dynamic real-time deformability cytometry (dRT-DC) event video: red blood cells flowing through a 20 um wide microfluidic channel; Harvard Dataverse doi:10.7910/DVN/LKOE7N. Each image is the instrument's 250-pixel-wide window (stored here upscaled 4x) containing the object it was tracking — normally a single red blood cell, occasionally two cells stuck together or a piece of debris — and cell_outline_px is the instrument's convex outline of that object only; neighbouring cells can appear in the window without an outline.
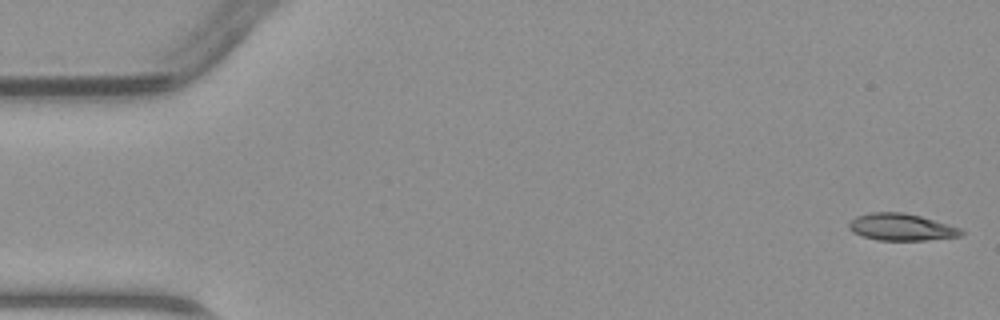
{"species": "common noctule bat (a hibernating species)", "species_latin": "Nyctalus noctula", "temperature_condition": "warm", "stored_images_in_passage": 10, "camera_frame_rate_fps": 3000, "um_per_image_px": 0.085, "animal": {"sex": "male", "body_mass_g": 23.1, "forearm_length_mm": 52.7}, "frame": {"image": 1, "passage_image": 1, "time_ms": 0.0, "image_size_px": [1000, 320], "cell_outline_px": [[964, 232], [960, 236], [924, 240], [876, 240], [852, 232], [848, 228], [848, 224], [856, 216], [872, 212], [904, 212], [920, 216], [948, 224], [960, 228]], "centroid_in_image_um": [76.59, 19.3], "position_along_channel_um": 8.4, "area_um2": 17.51}}